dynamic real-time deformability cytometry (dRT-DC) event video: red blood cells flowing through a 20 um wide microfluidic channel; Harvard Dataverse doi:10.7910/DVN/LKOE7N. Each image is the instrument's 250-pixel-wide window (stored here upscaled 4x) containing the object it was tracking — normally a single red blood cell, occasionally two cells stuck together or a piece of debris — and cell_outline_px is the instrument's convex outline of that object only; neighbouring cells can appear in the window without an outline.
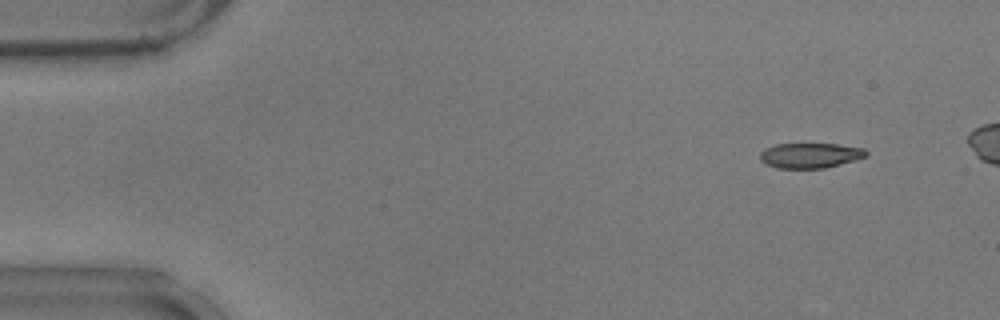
{"species": "common noctule bat (a hibernating species)", "species_latin": "Nyctalus noctula", "temperature_condition": "warm", "stored_images_in_passage": 49, "camera_frame_rate_fps": 3000, "um_per_image_px": 0.085, "animal": {"sex": "male", "body_mass_g": 17.9}, "frame": {"image": 1, "passage_image": 5, "time_ms": 1.333, "image_size_px": [1000, 320], "cell_outline_px": [[868, 156], [856, 160], [824, 168], [776, 168], [760, 160], [760, 152], [764, 148], [776, 144], [836, 144], [864, 148], [868, 152]], "centroid_in_image_um": [68.88, 13.21], "position_along_channel_um": 16.1, "area_um2": 15.55}}
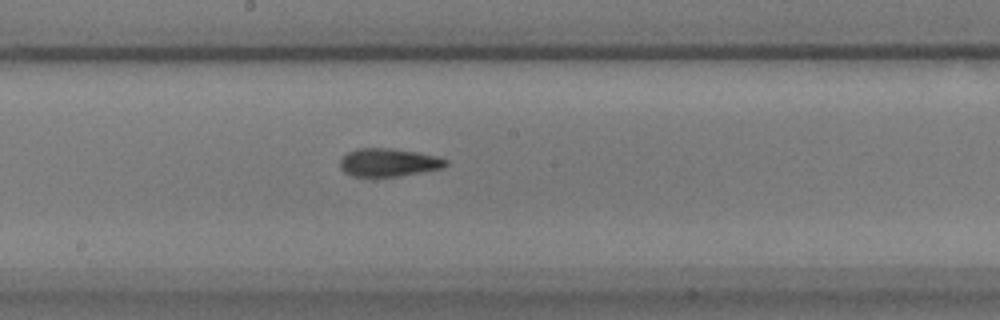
{"frame": {"image": 2, "passage_image": 29, "time_ms": 9.333, "image_size_px": [1000, 320], "cell_outline_px": [[448, 164], [444, 168], [400, 176], [352, 176], [344, 172], [340, 168], [340, 160], [348, 152], [356, 148], [388, 148], [416, 152], [436, 156], [448, 160]], "centroid_in_image_um": [33.03, 13.81], "position_along_channel_um": 215.2, "area_um2": 17.28}}
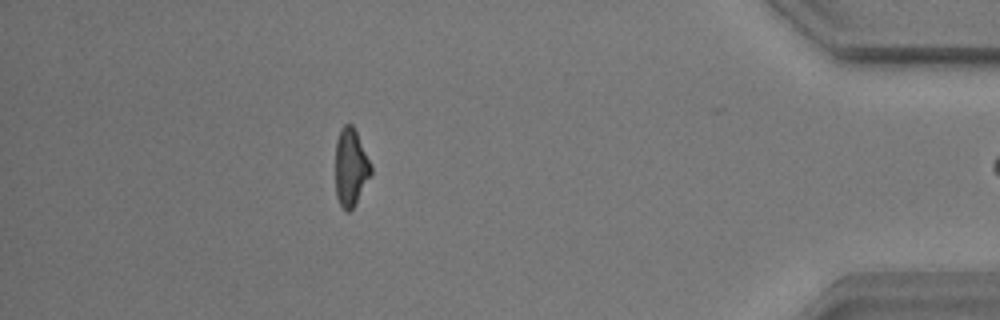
{"frame": {"image": 3, "passage_image": 48, "time_ms": 15.667, "image_size_px": [1000, 320], "cell_outline_px": [[372, 172], [356, 204], [348, 212], [344, 212], [336, 196], [336, 140], [340, 128], [344, 124], [352, 124], [372, 164]], "centroid_in_image_um": [29.81, 14.23], "position_along_channel_um": 405.4, "area_um2": 16.18}}